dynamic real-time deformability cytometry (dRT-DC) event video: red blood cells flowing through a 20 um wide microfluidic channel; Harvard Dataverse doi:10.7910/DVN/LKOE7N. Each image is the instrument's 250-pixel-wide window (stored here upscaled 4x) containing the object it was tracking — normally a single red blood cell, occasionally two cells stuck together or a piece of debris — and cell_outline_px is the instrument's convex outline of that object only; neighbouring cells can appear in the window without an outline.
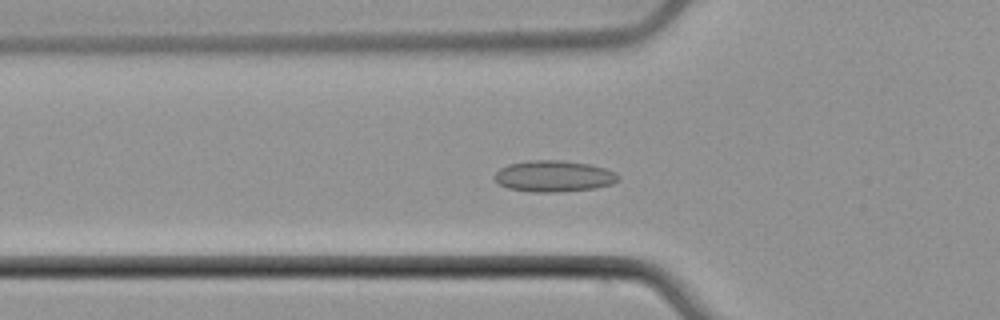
{"species": "common noctule bat (a hibernating species)", "species_latin": "Nyctalus noctula", "temperature_condition": "cold", "stored_images_in_passage": 53, "camera_frame_rate_fps": 3000, "um_per_image_px": 0.085, "animal": {"sex": "male", "body_mass_g": 21.5, "forearm_length_mm": 52.0}, "frame": {"image": 1, "passage_image": 18, "time_ms": 5.667, "image_size_px": [1000, 320], "cell_outline_px": [[620, 180], [612, 184], [596, 188], [560, 192], [532, 192], [508, 188], [500, 184], [492, 176], [500, 168], [508, 164], [528, 160], [560, 160], [588, 164], [604, 168], [616, 172], [620, 176]], "centroid_in_image_um": [47.08, 14.98], "position_along_channel_um": 78.7, "area_um2": 22.72}}
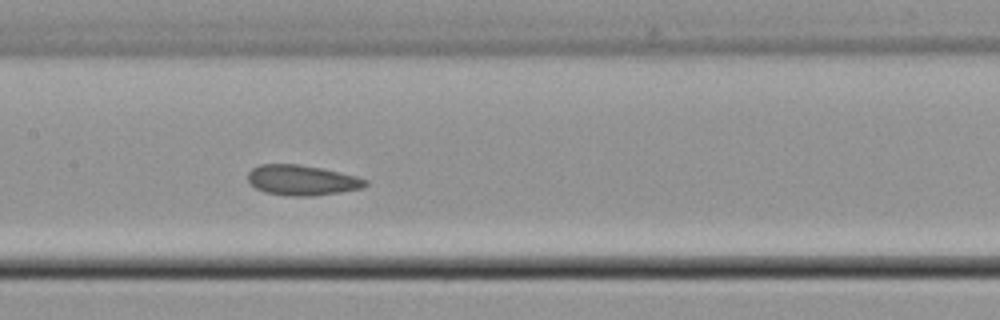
{"frame": {"image": 2, "passage_image": 26, "time_ms": 8.333, "image_size_px": [1000, 320], "cell_outline_px": [[368, 184], [364, 188], [340, 192], [312, 196], [288, 196], [264, 192], [256, 188], [248, 180], [248, 172], [252, 168], [260, 164], [300, 164], [320, 168], [356, 176], [368, 180]], "centroid_in_image_um": [25.67, 15.32], "position_along_channel_um": 181.7, "area_um2": 20.75}}
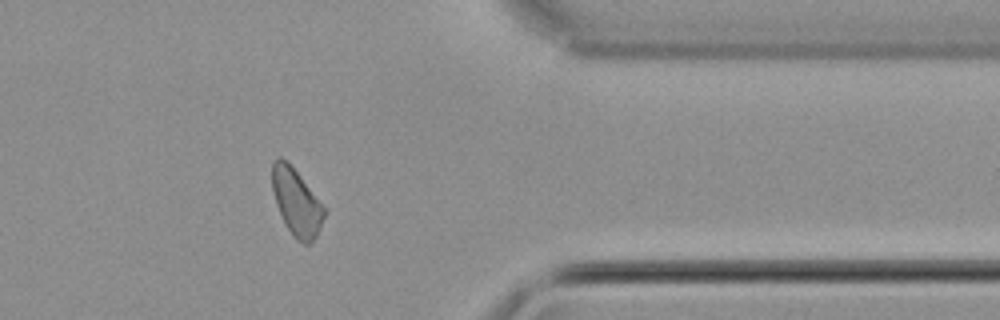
{"frame": {"image": 3, "passage_image": 43, "time_ms": 14.0, "image_size_px": [1000, 320], "cell_outline_px": [[324, 216], [320, 228], [316, 236], [308, 244], [304, 244], [296, 240], [292, 236], [276, 204], [272, 188], [272, 160], [276, 156], [280, 156], [296, 172], [324, 208]], "centroid_in_image_um": [25.16, 17.2], "position_along_channel_um": 386.2, "area_um2": 19.54}, "authors_computed_cell_mechanics": {"area_um2": 20.808, "velocity_mm_per_s": 3.8788, "shape_relaxation_time_tau1_ms": null, "shape_relaxation_time_tau2_ms": 2.3261, "deformation_change_tau1": null, "deformation_change_tau2": 0.077}}